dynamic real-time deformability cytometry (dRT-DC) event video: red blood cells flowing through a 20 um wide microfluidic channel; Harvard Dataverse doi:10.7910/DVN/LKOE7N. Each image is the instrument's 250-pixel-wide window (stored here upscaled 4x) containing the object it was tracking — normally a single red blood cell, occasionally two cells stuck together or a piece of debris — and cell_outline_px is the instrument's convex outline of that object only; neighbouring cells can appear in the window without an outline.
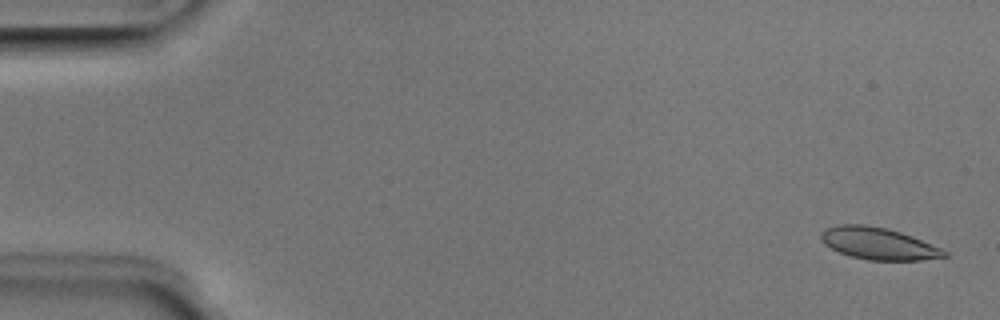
{"species": "Egyptian fruit bat (a non-hibernating species)", "species_latin": "Rousettus aegyptiacus", "temperature_condition": "room temperature", "stored_images_in_passage": 51, "camera_frame_rate_fps": 3000, "um_per_image_px": 0.085, "animal": {"sex": "male"}, "frame": {"image": 1, "passage_image": 2, "time_ms": 0.333, "image_size_px": [1000, 320], "cell_outline_px": [[948, 256], [920, 260], [868, 260], [852, 256], [840, 252], [824, 244], [820, 240], [820, 232], [824, 228], [840, 224], [864, 224], [884, 228], [900, 232], [912, 236], [940, 248], [948, 252]], "centroid_in_image_um": [74.62, 20.69], "position_along_channel_um": 10.4, "area_um2": 22.83}}
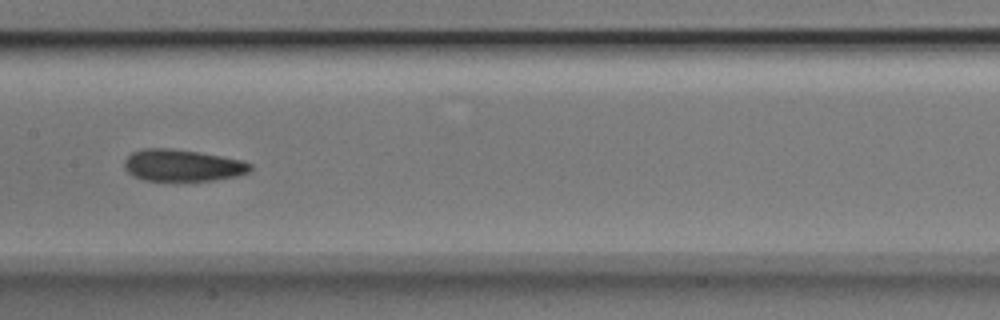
{"frame": {"image": 2, "passage_image": 26, "time_ms": 8.333, "image_size_px": [1000, 320], "cell_outline_px": [[252, 168], [248, 172], [240, 176], [212, 180], [144, 180], [132, 176], [124, 168], [124, 160], [132, 152], [144, 148], [172, 148], [200, 152], [244, 160], [252, 164]], "centroid_in_image_um": [15.52, 14.05], "position_along_channel_um": 191.9, "area_um2": 23.52}}
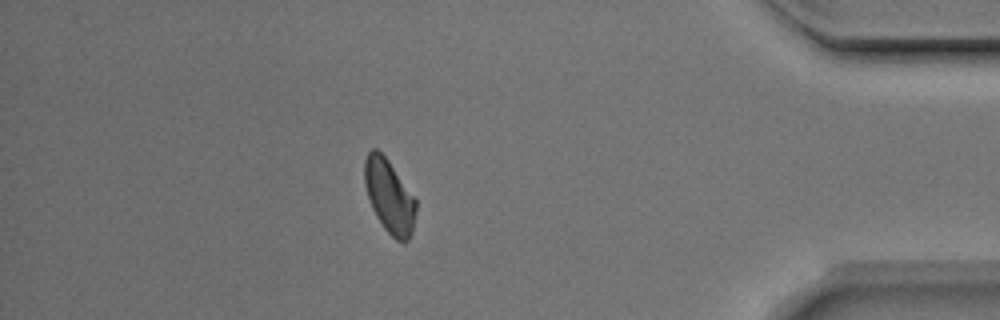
{"frame": {"image": 3, "passage_image": 45, "time_ms": 14.667, "image_size_px": [1000, 320], "cell_outline_px": [[416, 212], [412, 232], [408, 240], [404, 244], [396, 240], [384, 228], [376, 216], [372, 208], [364, 184], [364, 160], [368, 152], [372, 148], [376, 148], [388, 160], [416, 200]], "centroid_in_image_um": [33.08, 16.7], "position_along_channel_um": 402.1, "area_um2": 21.91}, "authors_computed_cell_mechanics": {"area_um2": 23.0622, "velocity_mm_per_s": 3.9545, "shape_relaxation_time_tau1_ms": 3.5082, "shape_relaxation_time_tau2_ms": 2.1977, "deformation_change_tau1": 0.1037, "deformation_change_tau2": 0.076}}